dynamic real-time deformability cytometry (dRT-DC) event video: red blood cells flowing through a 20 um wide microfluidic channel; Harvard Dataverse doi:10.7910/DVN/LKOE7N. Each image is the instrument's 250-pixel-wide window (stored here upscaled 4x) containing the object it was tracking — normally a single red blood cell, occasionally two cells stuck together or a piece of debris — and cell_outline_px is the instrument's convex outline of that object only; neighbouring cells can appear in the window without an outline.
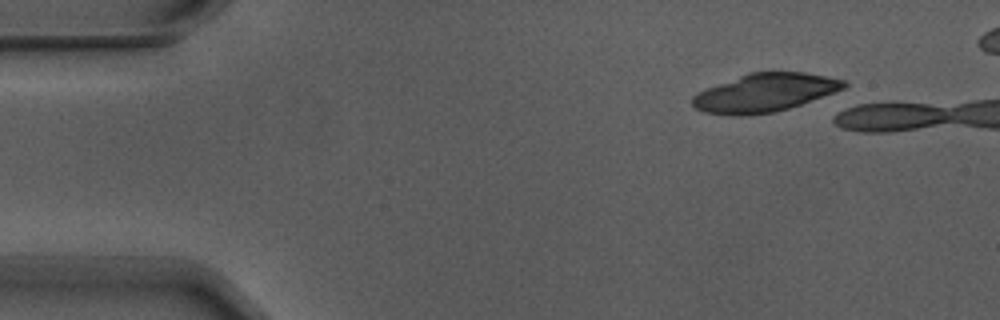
{"species": "Egyptian fruit bat (a non-hibernating species)", "species_latin": "Rousettus aegyptiacus", "temperature_condition": "warm", "stored_images_in_passage": 3, "camera_frame_rate_fps": 3000, "um_per_image_px": 0.085, "animal": {"sex": "male"}, "frame": {"image": 1, "passage_image": 1, "time_ms": 0.0, "image_size_px": [1000, 320], "cell_outline_px": [[848, 84], [844, 88], [800, 104], [788, 108], [772, 112], [740, 116], [732, 116], [704, 112], [696, 108], [692, 104], [692, 96], [696, 92], [748, 72], [804, 72], [844, 80]], "centroid_in_image_um": [64.94, 7.88], "position_along_channel_um": 20.1, "area_um2": 33.47}}